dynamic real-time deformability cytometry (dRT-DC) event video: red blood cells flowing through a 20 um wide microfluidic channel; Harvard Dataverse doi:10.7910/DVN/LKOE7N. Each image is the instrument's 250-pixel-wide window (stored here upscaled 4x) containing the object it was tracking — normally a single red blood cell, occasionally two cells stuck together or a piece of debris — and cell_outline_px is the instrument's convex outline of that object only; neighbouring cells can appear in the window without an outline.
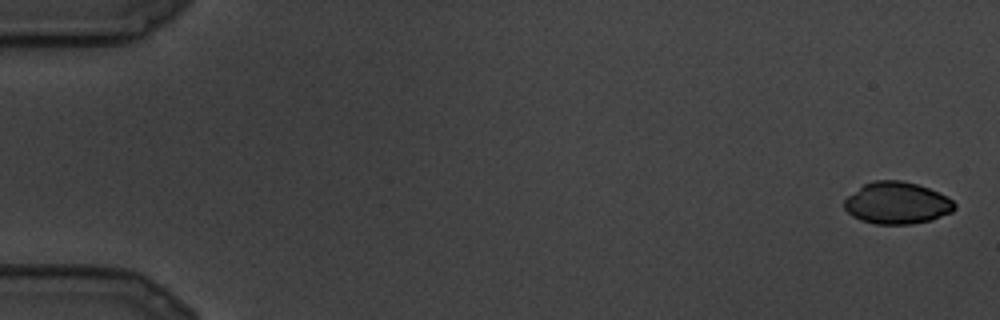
{"species": "common noctule bat (a hibernating species)", "species_latin": "Nyctalus noctula", "temperature_condition": "cold", "stored_images_in_passage": 9, "camera_frame_rate_fps": 3000, "um_per_image_px": 0.085, "animal": {"sex": "male", "body_mass_g": 19.5, "forearm_length_mm": 54.6}, "frame": {"image": 1, "passage_image": 1, "time_ms": 0.0, "image_size_px": [1000, 320], "cell_outline_px": [[956, 208], [952, 212], [932, 220], [912, 224], [876, 224], [860, 220], [852, 216], [844, 208], [844, 200], [848, 196], [864, 184], [872, 180], [900, 180], [916, 184], [928, 188], [948, 196], [956, 204]], "centroid_in_image_um": [76.26, 17.26], "position_along_channel_um": 8.7, "area_um2": 27.05}}
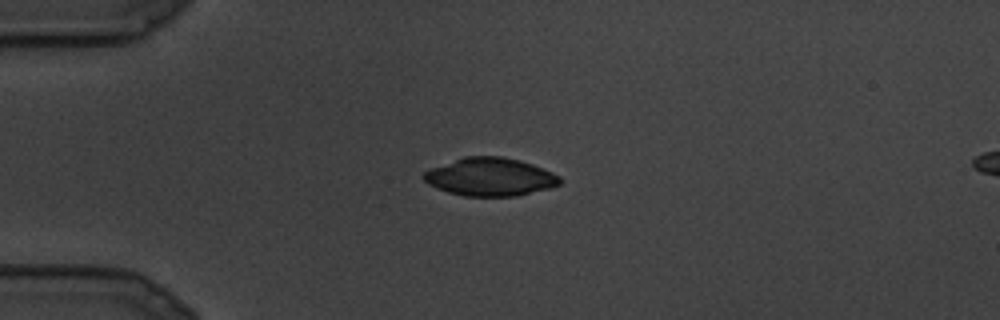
{"frame": {"image": 2, "passage_image": 7, "time_ms": 2.0, "image_size_px": [1000, 320], "cell_outline_px": [[564, 180], [560, 184], [552, 188], [516, 196], [464, 196], [448, 192], [436, 188], [428, 184], [420, 176], [424, 172], [432, 168], [464, 156], [500, 156], [520, 160], [532, 164], [552, 172], [560, 176]], "centroid_in_image_um": [41.68, 15.04], "position_along_channel_um": 43.3, "area_um2": 30.4}}